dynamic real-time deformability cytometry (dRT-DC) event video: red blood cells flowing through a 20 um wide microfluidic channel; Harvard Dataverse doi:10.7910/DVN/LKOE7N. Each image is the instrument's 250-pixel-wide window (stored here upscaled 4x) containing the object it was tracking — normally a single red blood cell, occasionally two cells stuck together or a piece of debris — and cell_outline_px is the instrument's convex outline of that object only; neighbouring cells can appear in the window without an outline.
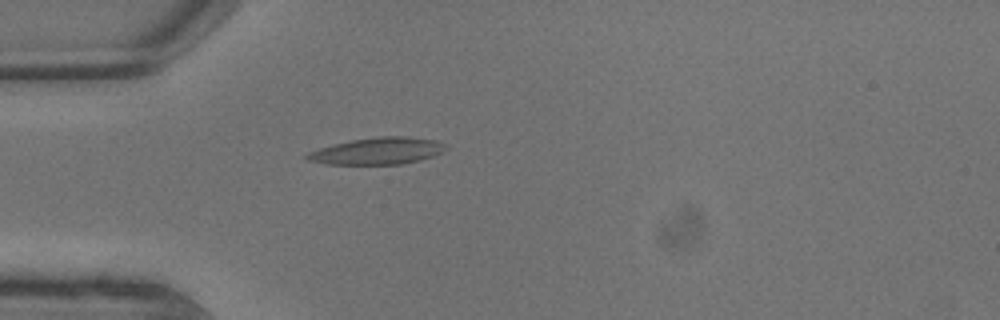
{"species": "common noctule bat (a hibernating species)", "species_latin": "Nyctalus noctula", "temperature_condition": "warm", "stored_images_in_passage": 6, "camera_frame_rate_fps": 3000, "um_per_image_px": 0.085, "animal": {"sex": "male", "body_mass_g": 13.3}, "frame": {"image": 1, "passage_image": 6, "time_ms": 1.667, "image_size_px": [1000, 320], "cell_outline_px": [[448, 148], [444, 152], [432, 156], [400, 164], [324, 164], [304, 160], [304, 156], [308, 152], [332, 144], [352, 140], [380, 136], [408, 136], [436, 140], [448, 144]], "centroid_in_image_um": [32.08, 12.83], "position_along_channel_um": 52.9, "area_um2": 21.85}}